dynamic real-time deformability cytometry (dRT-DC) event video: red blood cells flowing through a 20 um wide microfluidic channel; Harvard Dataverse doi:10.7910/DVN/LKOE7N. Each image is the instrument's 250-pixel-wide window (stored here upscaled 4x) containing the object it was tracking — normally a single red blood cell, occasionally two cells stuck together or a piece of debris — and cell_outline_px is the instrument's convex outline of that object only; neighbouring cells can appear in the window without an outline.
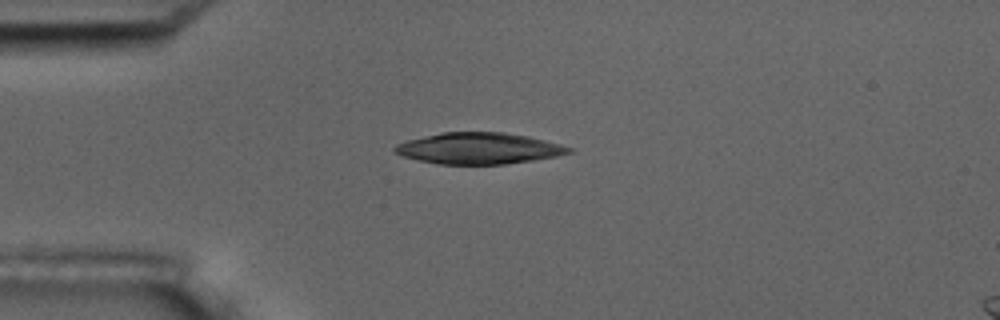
{"species": "common noctule bat (a hibernating species)", "species_latin": "Nyctalus noctula", "temperature_condition": "room temperature", "stored_images_in_passage": 3, "camera_frame_rate_fps": 3000, "um_per_image_px": 0.085, "animal": {"sex": "male", "body_mass_g": 17.5, "forearm_length_mm": 52.3}, "frame": {"image": 1, "passage_image": 1, "time_ms": 0.0, "image_size_px": [1000, 320], "cell_outline_px": [[572, 152], [556, 156], [532, 160], [504, 164], [440, 164], [420, 160], [404, 156], [392, 152], [392, 148], [396, 144], [408, 140], [444, 132], [504, 132], [528, 136], [560, 144], [572, 148]], "centroid_in_image_um": [40.69, 12.61], "position_along_channel_um": 44.3, "area_um2": 31.44}}